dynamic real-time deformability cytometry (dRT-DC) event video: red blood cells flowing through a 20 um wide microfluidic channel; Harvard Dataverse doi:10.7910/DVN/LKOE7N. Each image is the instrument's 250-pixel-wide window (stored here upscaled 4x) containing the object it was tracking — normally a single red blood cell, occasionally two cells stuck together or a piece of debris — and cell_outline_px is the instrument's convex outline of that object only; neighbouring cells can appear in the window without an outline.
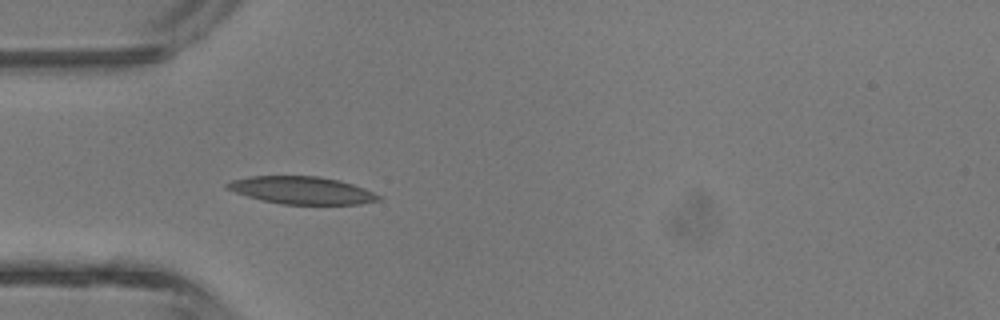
{"species": "common noctule bat (a hibernating species)", "species_latin": "Nyctalus noctula", "temperature_condition": "room temperature", "stored_images_in_passage": 4, "camera_frame_rate_fps": 3000, "um_per_image_px": 0.085, "animal": {"sex": "male", "body_mass_g": 13.3}, "frame": {"image": 1, "passage_image": 4, "time_ms": 3.667, "image_size_px": [1000, 320], "cell_outline_px": [[380, 200], [360, 204], [280, 204], [248, 196], [224, 188], [224, 184], [232, 180], [252, 176], [320, 176], [340, 180], [364, 188], [380, 196]], "centroid_in_image_um": [25.64, 16.17], "position_along_channel_um": 59.4, "area_um2": 24.1}}